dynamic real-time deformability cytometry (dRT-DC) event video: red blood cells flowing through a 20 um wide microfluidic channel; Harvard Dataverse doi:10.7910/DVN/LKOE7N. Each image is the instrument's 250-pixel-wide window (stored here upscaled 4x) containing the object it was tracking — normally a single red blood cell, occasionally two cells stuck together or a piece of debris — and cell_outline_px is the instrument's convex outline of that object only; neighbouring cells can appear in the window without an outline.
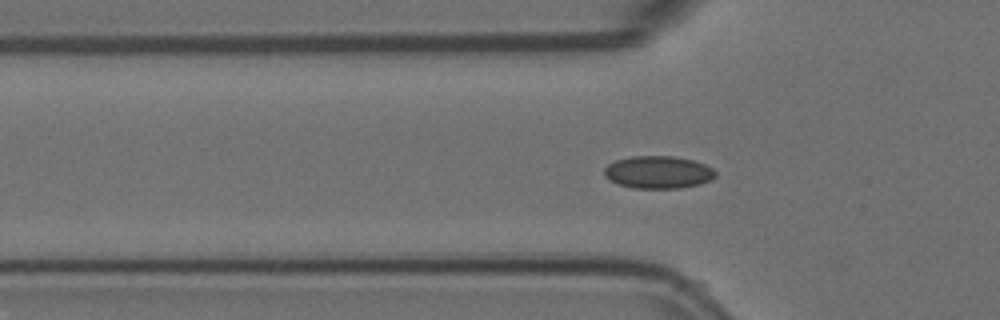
{"species": "Egyptian fruit bat (a non-hibernating species)", "species_latin": "Rousettus aegyptiacus", "temperature_condition": "room temperature", "stored_images_in_passage": 42, "segment_of_instrument_passage": [1, 2], "camera_frame_rate_fps": 3000, "um_per_image_px": 0.085, "animal": {"sex": "female"}, "frame": {"image": 1, "passage_image": 2, "time_ms": 0.333, "image_size_px": [1000, 320], "cell_outline_px": [[716, 176], [712, 180], [700, 184], [680, 188], [632, 188], [608, 180], [604, 176], [604, 168], [608, 164], [616, 160], [632, 156], [672, 156], [692, 160], [704, 164], [712, 168], [716, 172]], "centroid_in_image_um": [55.94, 14.64], "position_along_channel_um": 69.9, "area_um2": 21.15}}
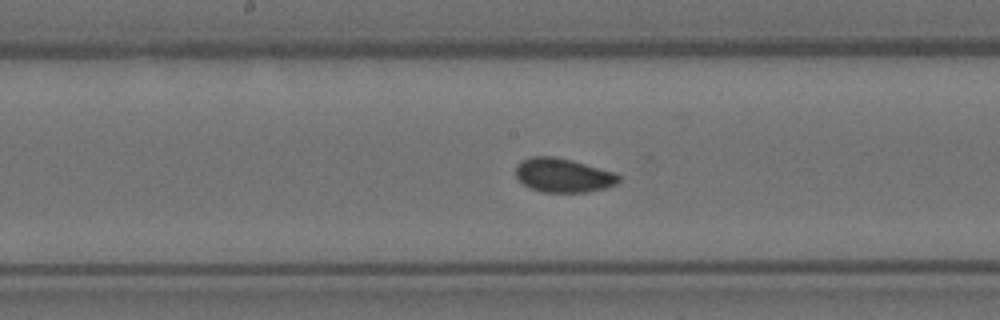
{"frame": {"image": 2, "passage_image": 13, "time_ms": 4.0, "image_size_px": [1000, 320], "cell_outline_px": [[620, 180], [616, 184], [604, 188], [588, 192], [544, 192], [532, 188], [524, 184], [516, 176], [516, 164], [520, 160], [532, 156], [556, 156], [572, 160], [616, 172], [620, 176]], "centroid_in_image_um": [47.88, 14.88], "position_along_channel_um": 200.3, "area_um2": 20.52}}
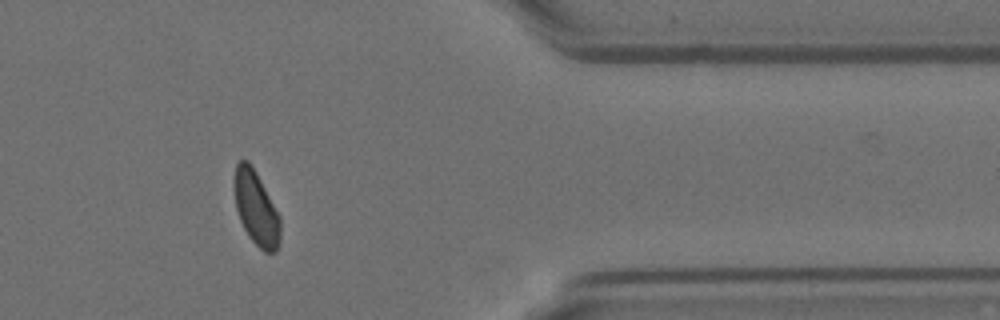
{"frame": {"image": 3, "passage_image": 31, "time_ms": 10.0, "image_size_px": [1000, 320], "cell_outline_px": [[280, 240], [276, 252], [264, 252], [248, 236], [240, 220], [236, 208], [232, 188], [232, 184], [236, 164], [240, 160], [248, 160], [252, 164], [280, 216]], "centroid_in_image_um": [21.74, 17.66], "position_along_channel_um": 389.7, "area_um2": 20.17}}